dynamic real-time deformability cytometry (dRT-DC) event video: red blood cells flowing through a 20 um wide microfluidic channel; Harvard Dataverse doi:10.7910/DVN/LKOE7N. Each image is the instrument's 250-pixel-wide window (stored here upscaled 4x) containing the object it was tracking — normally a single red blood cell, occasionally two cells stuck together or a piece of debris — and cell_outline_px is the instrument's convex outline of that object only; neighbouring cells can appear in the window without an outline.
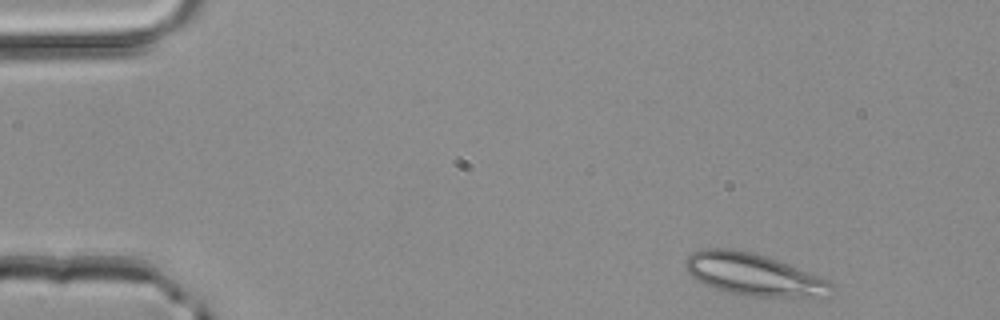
{"species": "common noctule bat (a hibernating species)", "species_latin": "Nyctalus noctula", "temperature_condition": "room temperature", "stored_images_in_passage": 46, "camera_frame_rate_fps": 3000, "um_per_image_px": 0.085, "animal": {"sex": "male", "body_mass_g": 20.4}, "frame": {"image": 1, "passage_image": 1, "time_ms": 0.0, "image_size_px": [1000, 320], "cell_outline_px": [[836, 288], [800, 296], [744, 296], [728, 292], [704, 284], [692, 276], [684, 268], [684, 260], [692, 252], [704, 248], [732, 248], [752, 252], [788, 264], [828, 280], [836, 284]], "centroid_in_image_um": [63.9, 23.29], "position_along_channel_um": 21.1, "area_um2": 34.85}}
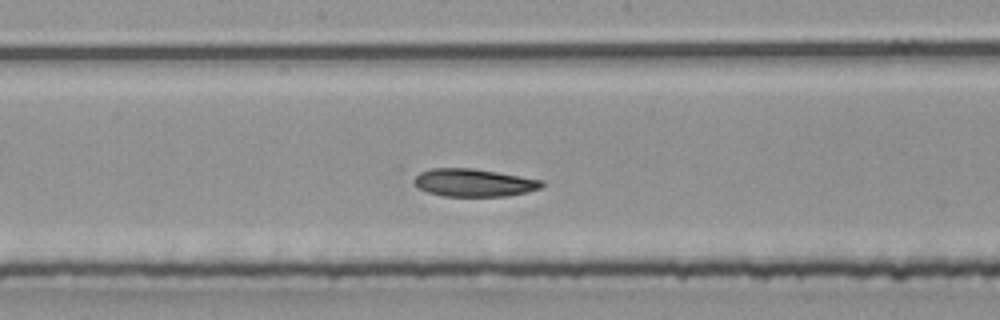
{"frame": {"image": 2, "passage_image": 22, "time_ms": 7.0, "image_size_px": [1000, 320], "cell_outline_px": [[544, 184], [540, 188], [528, 192], [508, 196], [440, 196], [416, 188], [412, 184], [412, 180], [420, 172], [432, 168], [472, 168], [544, 180]], "centroid_in_image_um": [40.23, 15.53], "position_along_channel_um": 208.0, "area_um2": 20.87}}
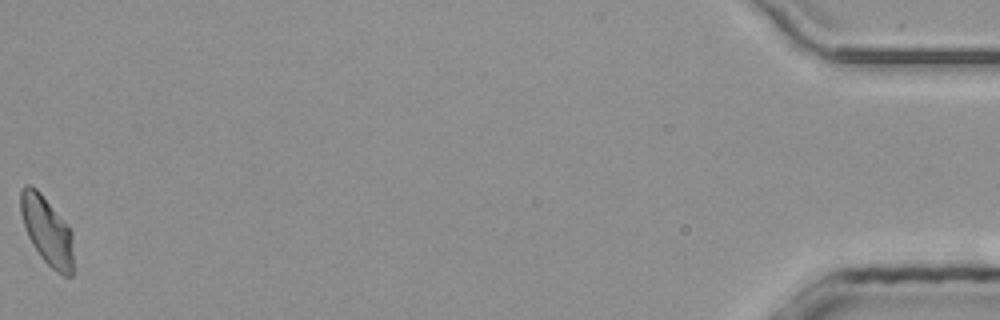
{"frame": {"image": 3, "passage_image": 46, "time_ms": 15.0, "image_size_px": [1000, 320], "cell_outline_px": [[72, 276], [64, 276], [56, 272], [40, 256], [32, 244], [24, 228], [20, 212], [20, 188], [24, 184], [28, 184], [36, 188], [40, 192], [72, 232]], "centroid_in_image_um": [3.95, 19.59], "position_along_channel_um": 431.3, "area_um2": 20.81}, "authors_computed_cell_mechanics": {"area_um2": 20.9814, "velocity_mm_per_s": 4.0919, "shape_relaxation_time_tau1_ms": 9.4313, "shape_relaxation_time_tau2_ms": 3.1392, "deformation_change_tau1": 0.1934, "deformation_change_tau2": 0.085}}